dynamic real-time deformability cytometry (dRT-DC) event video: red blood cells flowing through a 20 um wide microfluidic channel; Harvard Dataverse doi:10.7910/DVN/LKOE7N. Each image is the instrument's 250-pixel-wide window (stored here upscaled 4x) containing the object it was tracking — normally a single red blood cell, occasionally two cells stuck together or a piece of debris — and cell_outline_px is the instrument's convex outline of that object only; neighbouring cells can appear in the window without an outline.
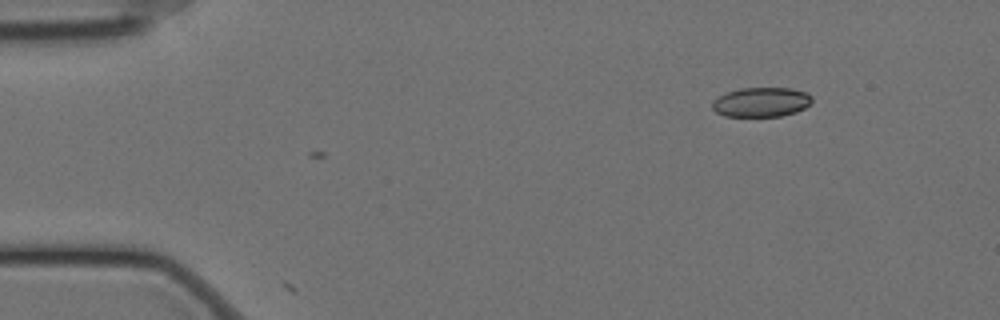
{"species": "Egyptian fruit bat (a non-hibernating species)", "species_latin": "Rousettus aegyptiacus", "temperature_condition": "cold", "stored_images_in_passage": 4, "camera_frame_rate_fps": 3000, "um_per_image_px": 0.085, "animal": {"sex": "female"}, "frame": {"image": 1, "passage_image": 4, "time_ms": 1.0, "image_size_px": [1000, 320], "cell_outline_px": [[812, 100], [804, 108], [796, 112], [780, 116], [724, 116], [716, 112], [712, 108], [712, 100], [728, 92], [740, 88], [792, 88], [808, 92], [812, 96]], "centroid_in_image_um": [64.71, 8.67], "position_along_channel_um": 20.3, "area_um2": 17.17}}